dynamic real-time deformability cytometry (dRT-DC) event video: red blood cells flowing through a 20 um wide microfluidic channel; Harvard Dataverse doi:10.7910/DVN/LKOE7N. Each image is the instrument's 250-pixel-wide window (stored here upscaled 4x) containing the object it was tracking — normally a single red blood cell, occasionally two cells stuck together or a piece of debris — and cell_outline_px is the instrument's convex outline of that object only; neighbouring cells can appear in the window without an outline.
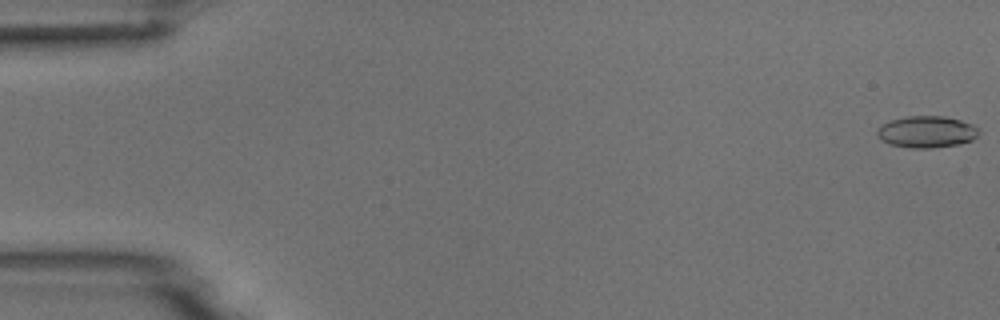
{"species": "common noctule bat (a hibernating species)", "species_latin": "Nyctalus noctula", "temperature_condition": "room temperature", "stored_images_in_passage": 6, "camera_frame_rate_fps": 3000, "um_per_image_px": 0.085, "animal": {"sex": "male", "body_mass_g": 18.8}, "frame": {"image": 1, "passage_image": 1, "time_ms": 0.0, "image_size_px": [1000, 320], "cell_outline_px": [[980, 132], [972, 140], [960, 144], [932, 148], [912, 148], [888, 144], [880, 140], [876, 136], [876, 128], [888, 120], [904, 116], [944, 116], [960, 120], [972, 124], [980, 128]], "centroid_in_image_um": [78.72, 11.2], "position_along_channel_um": 6.3, "area_um2": 19.19}}
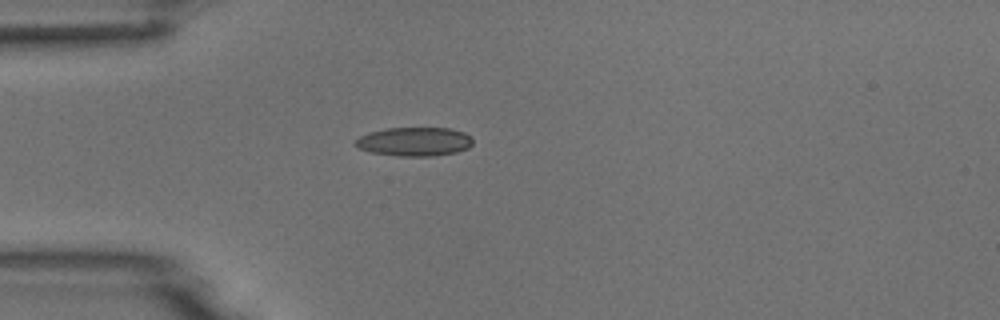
{"frame": {"image": 2, "passage_image": 5, "time_ms": 4.667, "image_size_px": [1000, 320], "cell_outline_px": [[472, 144], [468, 148], [456, 152], [436, 156], [400, 156], [372, 152], [356, 148], [352, 144], [360, 136], [368, 132], [388, 128], [448, 128], [464, 132], [472, 140]], "centroid_in_image_um": [35.19, 12.04], "position_along_channel_um": 49.8, "area_um2": 19.77}}